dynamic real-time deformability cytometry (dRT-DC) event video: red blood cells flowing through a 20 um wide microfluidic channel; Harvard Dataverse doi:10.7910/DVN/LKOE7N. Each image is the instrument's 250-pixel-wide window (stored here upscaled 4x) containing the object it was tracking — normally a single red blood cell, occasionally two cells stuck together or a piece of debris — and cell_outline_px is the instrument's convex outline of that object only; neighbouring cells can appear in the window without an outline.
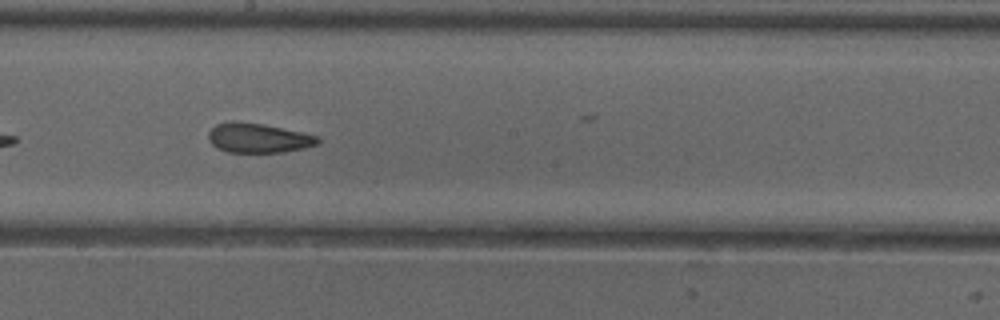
{"species": "common noctule bat (a hibernating species)", "species_latin": "Nyctalus noctula", "temperature_condition": "cold", "stored_images_in_passage": 23, "camera_frame_rate_fps": 3000, "um_per_image_px": 0.085, "animal": {"sex": "female"}, "frame": {"image": 1, "passage_image": 14, "time_ms": 4.333, "image_size_px": [1000, 320], "cell_outline_px": [[320, 144], [304, 148], [284, 152], [228, 152], [216, 148], [208, 140], [208, 132], [216, 124], [232, 120], [236, 120], [264, 124], [320, 136]], "centroid_in_image_um": [21.95, 11.72], "position_along_channel_um": 226.2, "area_um2": 19.13}}
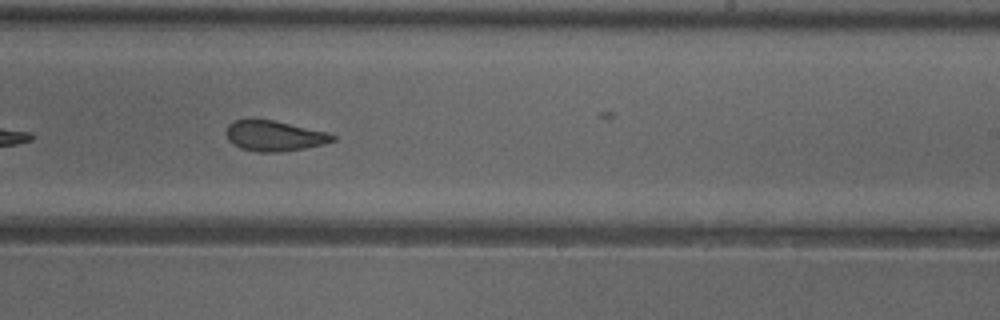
{"frame": {"image": 2, "passage_image": 17, "time_ms": 5.333, "image_size_px": [1000, 320], "cell_outline_px": [[336, 140], [324, 144], [304, 148], [280, 152], [256, 152], [240, 148], [232, 144], [228, 140], [224, 132], [228, 124], [236, 120], [272, 120], [328, 132], [336, 136]], "centroid_in_image_um": [23.3, 11.56], "position_along_channel_um": 265.7, "area_um2": 18.9}}
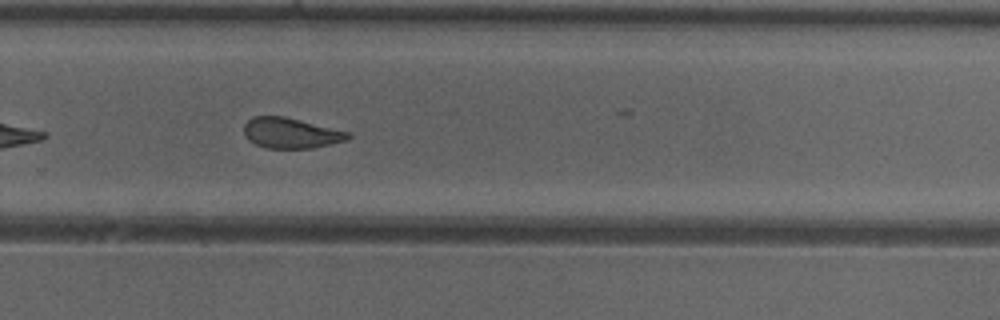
{"frame": {"image": 3, "passage_image": 20, "time_ms": 6.333, "image_size_px": [1000, 320], "cell_outline_px": [[352, 136], [348, 140], [312, 148], [264, 148], [248, 140], [244, 136], [244, 124], [252, 116], [284, 116], [348, 132]], "centroid_in_image_um": [24.68, 11.31], "position_along_channel_um": 305.1, "area_um2": 18.44}}